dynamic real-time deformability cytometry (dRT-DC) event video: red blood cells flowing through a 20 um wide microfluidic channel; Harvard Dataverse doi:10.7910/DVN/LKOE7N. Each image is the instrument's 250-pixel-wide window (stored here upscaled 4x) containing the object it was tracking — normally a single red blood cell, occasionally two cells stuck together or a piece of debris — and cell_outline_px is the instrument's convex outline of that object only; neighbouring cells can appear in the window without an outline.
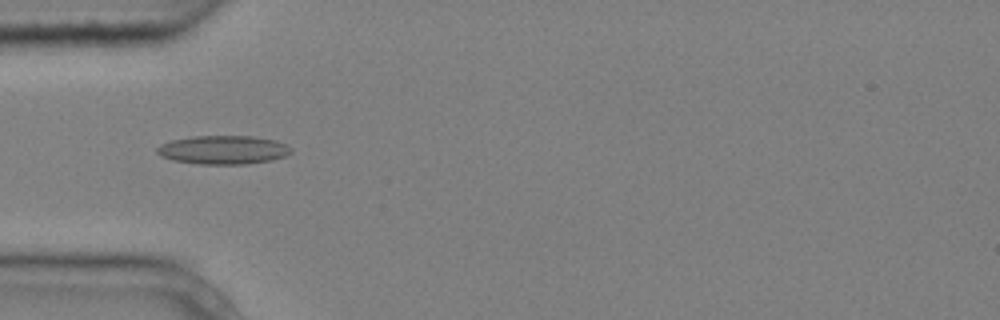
{"species": "common noctule bat (a hibernating species)", "species_latin": "Nyctalus noctula", "temperature_condition": "cold", "stored_images_in_passage": 8, "camera_frame_rate_fps": 3000, "um_per_image_px": 0.085, "animal": {"sex": "male", "body_mass_g": 20.4}, "frame": {"image": 1, "passage_image": 5, "time_ms": 1.333, "image_size_px": [1000, 320], "cell_outline_px": [[292, 152], [284, 156], [272, 160], [248, 164], [200, 164], [172, 160], [160, 156], [156, 152], [156, 148], [160, 144], [172, 140], [192, 136], [252, 136], [276, 140], [292, 148]], "centroid_in_image_um": [18.96, 12.74], "position_along_channel_um": 66.0, "area_um2": 22.48}}
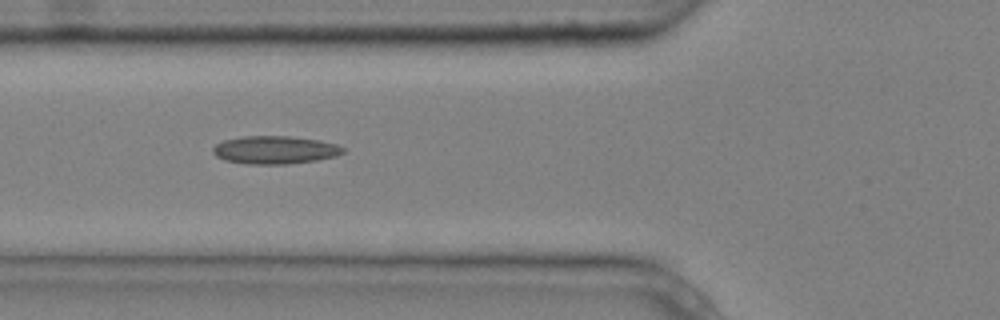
{"frame": {"image": 2, "passage_image": 6, "time_ms": 1.667, "image_size_px": [1000, 320], "cell_outline_px": [[344, 152], [336, 156], [316, 160], [288, 164], [248, 164], [224, 160], [216, 156], [212, 152], [212, 148], [216, 144], [224, 140], [244, 136], [288, 136], [320, 140], [336, 144], [344, 148]], "centroid_in_image_um": [23.35, 12.74], "position_along_channel_um": 102.4, "area_um2": 21.21}}